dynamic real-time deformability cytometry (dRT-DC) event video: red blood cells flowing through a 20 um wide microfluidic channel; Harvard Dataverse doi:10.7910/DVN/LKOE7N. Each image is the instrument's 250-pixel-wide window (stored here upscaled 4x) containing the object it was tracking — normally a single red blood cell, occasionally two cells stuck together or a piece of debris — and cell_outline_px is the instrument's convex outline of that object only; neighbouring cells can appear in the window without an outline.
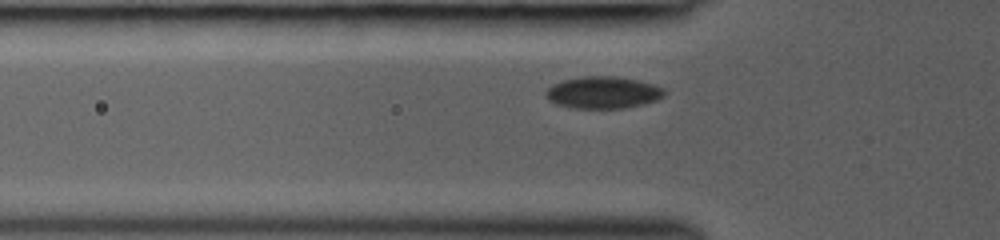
{"species": "common noctule bat (a hibernating species)", "species_latin": "Nyctalus noctula", "temperature_condition": "room temperature", "stored_images_in_passage": 22, "camera_frame_rate_fps": 3000, "um_per_image_px": 0.085, "animal": {"sex": "female", "body_mass_g": 19.0, "forearm_length_mm": 53.3}, "frame": {"image": 1, "passage_image": 2, "time_ms": 0.333, "image_size_px": [1000, 240], "cell_outline_px": [[664, 96], [656, 100], [644, 104], [624, 108], [572, 108], [556, 104], [548, 100], [544, 92], [552, 84], [564, 80], [580, 76], [616, 76], [636, 80], [652, 84], [664, 88]], "centroid_in_image_um": [51.23, 7.86], "position_along_channel_um": 74.6, "area_um2": 22.14}}
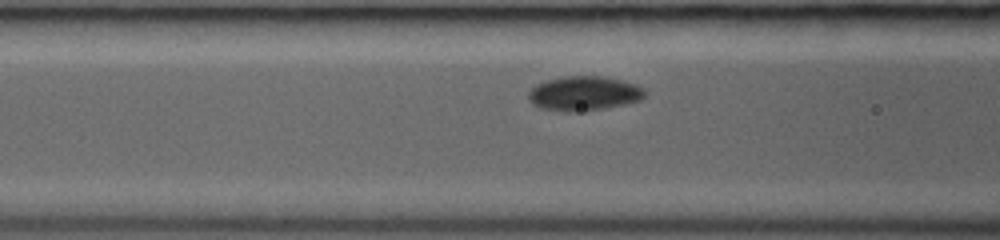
{"frame": {"image": 2, "passage_image": 9, "time_ms": 1.333, "image_size_px": [1000, 240], "cell_outline_px": [[644, 96], [640, 100], [624, 104], [604, 108], [576, 112], [568, 112], [540, 108], [532, 104], [528, 100], [528, 92], [536, 84], [544, 80], [564, 76], [608, 76], [636, 84], [644, 88]], "centroid_in_image_um": [49.6, 7.93], "position_along_channel_um": 117.0, "area_um2": 23.58}}
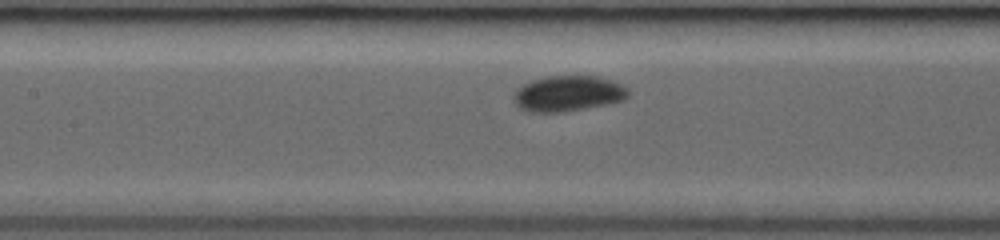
{"frame": {"image": 3, "passage_image": 16, "time_ms": 2.333, "image_size_px": [1000, 240], "cell_outline_px": [[628, 96], [624, 100], [608, 104], [564, 112], [528, 112], [520, 108], [516, 104], [516, 88], [520, 84], [544, 76], [596, 76], [612, 80], [628, 88]], "centroid_in_image_um": [48.29, 7.95], "position_along_channel_um": 159.1, "area_um2": 23.87}}